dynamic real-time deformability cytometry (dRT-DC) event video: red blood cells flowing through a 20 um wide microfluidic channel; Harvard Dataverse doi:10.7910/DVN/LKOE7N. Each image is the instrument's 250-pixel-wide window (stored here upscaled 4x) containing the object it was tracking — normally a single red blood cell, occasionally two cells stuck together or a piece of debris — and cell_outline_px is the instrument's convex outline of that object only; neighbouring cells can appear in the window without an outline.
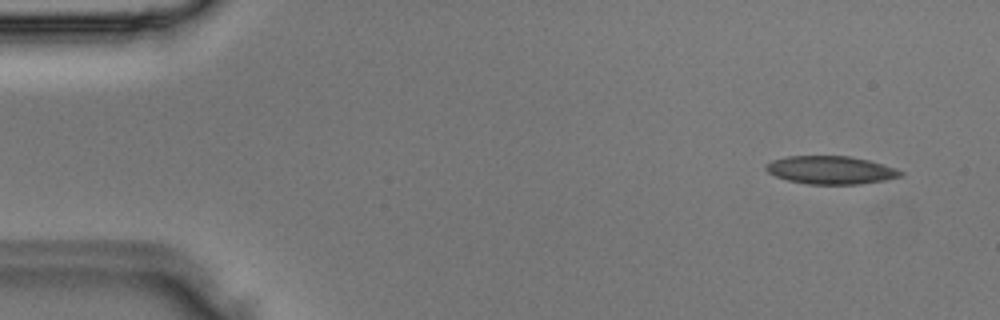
{"species": "Egyptian fruit bat (a non-hibernating species)", "species_latin": "Rousettus aegyptiacus", "temperature_condition": "room temperature", "stored_images_in_passage": 3, "camera_frame_rate_fps": 3000, "um_per_image_px": 0.085, "animal": {"sex": "male"}, "frame": {"image": 1, "passage_image": 1, "time_ms": 0.0, "image_size_px": [1000, 320], "cell_outline_px": [[904, 172], [900, 176], [884, 180], [860, 184], [808, 184], [788, 180], [776, 176], [768, 172], [764, 168], [764, 164], [772, 160], [788, 156], [848, 156], [868, 160]], "centroid_in_image_um": [70.54, 14.45], "position_along_channel_um": 14.5, "area_um2": 21.73}}